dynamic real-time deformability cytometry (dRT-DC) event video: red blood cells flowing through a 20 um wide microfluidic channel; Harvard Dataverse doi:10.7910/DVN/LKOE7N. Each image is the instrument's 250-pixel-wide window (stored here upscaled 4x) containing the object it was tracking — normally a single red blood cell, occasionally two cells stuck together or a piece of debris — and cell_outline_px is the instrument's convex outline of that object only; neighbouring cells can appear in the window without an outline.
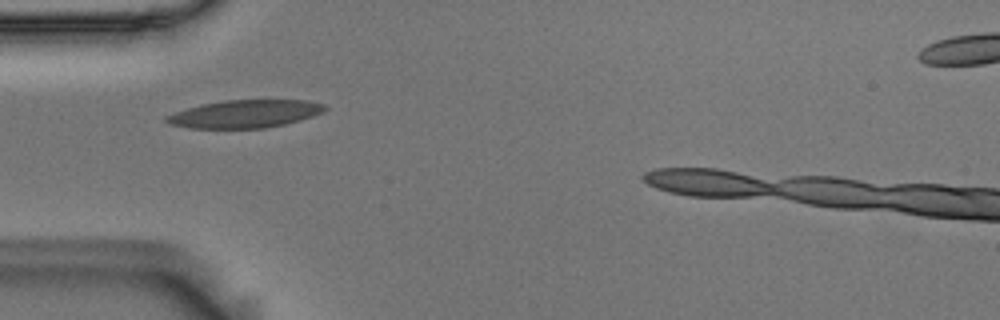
{"species": "Egyptian fruit bat (a non-hibernating species)", "species_latin": "Rousettus aegyptiacus", "temperature_condition": "room temperature", "stored_images_in_passage": 34, "camera_frame_rate_fps": 3000, "um_per_image_px": 0.085, "animal": {"sex": "male"}, "frame": {"image": 1, "passage_image": 1, "time_ms": 0.0, "image_size_px": [1000, 320], "cell_outline_px": [[328, 108], [312, 116], [300, 120], [284, 124], [264, 128], [188, 128], [168, 124], [164, 120], [164, 116], [200, 104], [224, 100], [308, 100], [324, 104]], "centroid_in_image_um": [20.78, 9.68], "position_along_channel_um": 64.2, "area_um2": 25.66}}
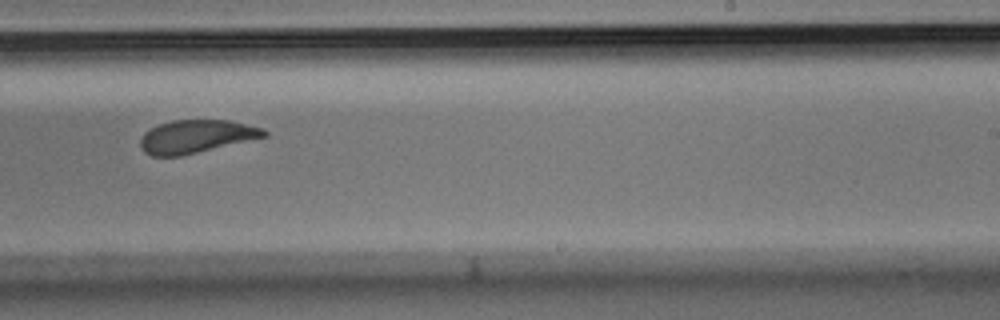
{"frame": {"image": 2, "passage_image": 18, "time_ms": 5.667, "image_size_px": [1000, 320], "cell_outline_px": [[268, 136], [180, 156], [152, 156], [144, 152], [140, 148], [140, 140], [144, 132], [160, 124], [172, 120], [228, 120], [264, 128], [268, 132]], "centroid_in_image_um": [16.67, 11.6], "position_along_channel_um": 272.3, "area_um2": 23.76}}
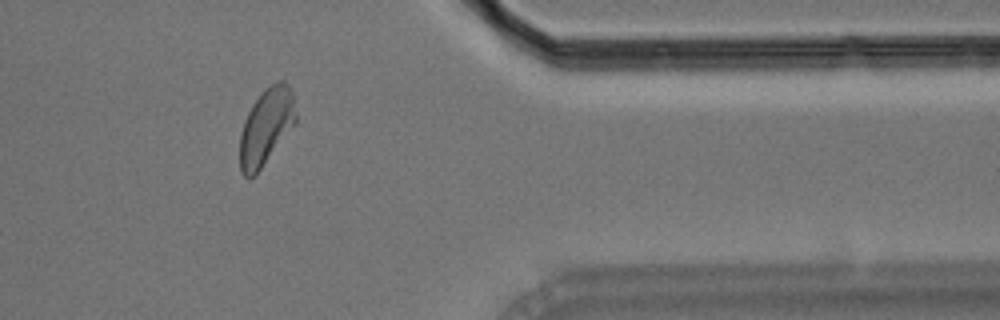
{"frame": {"image": 3, "passage_image": 29, "time_ms": 9.333, "image_size_px": [1000, 320], "cell_outline_px": [[296, 124], [256, 176], [248, 180], [240, 172], [240, 132], [244, 120], [252, 104], [264, 88], [276, 80], [284, 80], [288, 84], [292, 92], [296, 116]], "centroid_in_image_um": [22.62, 10.79], "position_along_channel_um": 388.8, "area_um2": 25.55}, "authors_computed_cell_mechanics": {"area_um2": 25.0274, "velocity_mm_per_s": 3.6763, "shape_relaxation_time_tau1_ms": 6.4732, "shape_relaxation_time_tau2_ms": 2.1295, "deformation_change_tau1": 0.1794, "deformation_change_tau2": 0.0907}}